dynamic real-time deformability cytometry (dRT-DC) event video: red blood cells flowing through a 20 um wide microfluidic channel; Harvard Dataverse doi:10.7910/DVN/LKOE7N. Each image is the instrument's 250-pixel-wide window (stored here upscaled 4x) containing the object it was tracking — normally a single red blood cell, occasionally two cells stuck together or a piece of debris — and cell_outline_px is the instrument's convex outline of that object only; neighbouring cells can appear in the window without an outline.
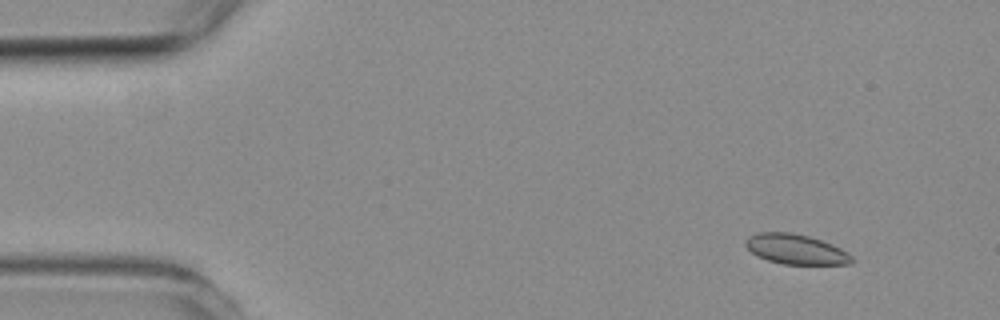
{"species": "common noctule bat (a hibernating species)", "species_latin": "Nyctalus noctula", "temperature_condition": "room temperature", "stored_images_in_passage": 6, "camera_frame_rate_fps": 3000, "um_per_image_px": 0.085, "animal": {"sex": "female", "body_mass_g": 19.3, "forearm_length_mm": 54.1}, "frame": {"image": 1, "passage_image": 2, "time_ms": 1.333, "image_size_px": [1000, 320], "cell_outline_px": [[852, 264], [784, 264], [768, 260], [756, 256], [744, 244], [744, 240], [748, 236], [756, 232], [792, 232], [808, 236], [832, 244], [848, 252], [852, 256]], "centroid_in_image_um": [67.61, 21.17], "position_along_channel_um": 17.4, "area_um2": 18.61}}